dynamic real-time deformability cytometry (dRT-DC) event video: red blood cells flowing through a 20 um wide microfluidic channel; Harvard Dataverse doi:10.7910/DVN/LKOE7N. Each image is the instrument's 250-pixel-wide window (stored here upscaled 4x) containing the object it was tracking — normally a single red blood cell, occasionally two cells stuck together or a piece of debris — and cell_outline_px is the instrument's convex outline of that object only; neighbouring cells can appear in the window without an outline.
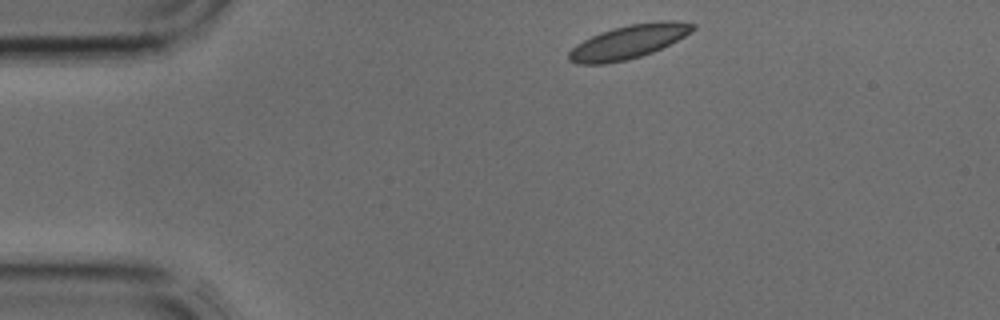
{"species": "common noctule bat (a hibernating species)", "species_latin": "Nyctalus noctula", "temperature_condition": "cold", "stored_images_in_passage": 2, "camera_frame_rate_fps": 3000, "um_per_image_px": 0.085, "animal": {"sex": "male", "body_mass_g": 17.9, "forearm_length_mm": 54.2}, "frame": {"image": 1, "passage_image": 1, "time_ms": 0.0, "image_size_px": [1000, 320], "cell_outline_px": [[696, 28], [684, 36], [652, 52], [628, 60], [604, 64], [576, 64], [568, 60], [568, 52], [576, 44], [600, 32], [612, 28], [632, 24], [660, 20], [676, 20], [696, 24]], "centroid_in_image_um": [53.41, 3.55], "position_along_channel_um": 31.6, "area_um2": 24.28}}